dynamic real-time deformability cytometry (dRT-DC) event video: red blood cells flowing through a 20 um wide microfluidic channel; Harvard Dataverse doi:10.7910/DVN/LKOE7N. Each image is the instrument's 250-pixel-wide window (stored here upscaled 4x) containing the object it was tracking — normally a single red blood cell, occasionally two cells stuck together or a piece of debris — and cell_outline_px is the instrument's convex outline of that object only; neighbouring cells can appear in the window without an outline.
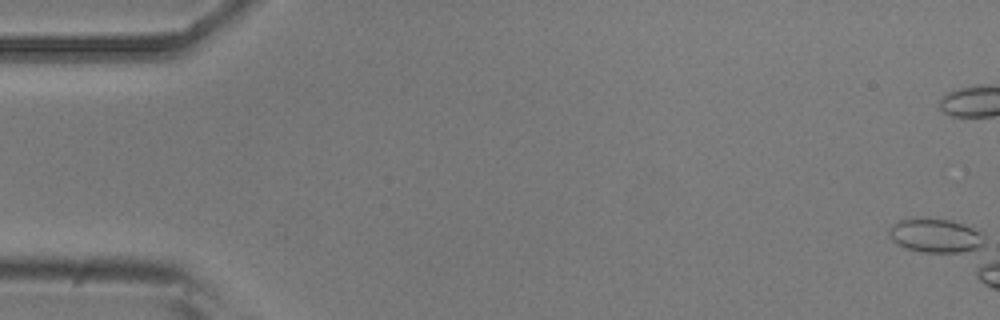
{"species": "common noctule bat (a hibernating species)", "species_latin": "Nyctalus noctula", "temperature_condition": "room temperature", "stored_images_in_passage": 1, "camera_frame_rate_fps": 3000, "um_per_image_px": 0.085, "animal": {"sex": "male", "body_mass_g": 20.5, "forearm_length_mm": 52.5}, "frame": {"image": 1, "passage_image": 1, "time_ms": 0.0, "image_size_px": [1000, 320], "cell_outline_px": [[984, 244], [976, 248], [960, 252], [924, 252], [908, 248], [896, 244], [888, 236], [888, 232], [892, 224], [900, 220], [912, 216], [952, 220], [984, 232]], "centroid_in_image_um": [79.49, 19.99], "position_along_channel_um": 5.5, "area_um2": 19.19}}